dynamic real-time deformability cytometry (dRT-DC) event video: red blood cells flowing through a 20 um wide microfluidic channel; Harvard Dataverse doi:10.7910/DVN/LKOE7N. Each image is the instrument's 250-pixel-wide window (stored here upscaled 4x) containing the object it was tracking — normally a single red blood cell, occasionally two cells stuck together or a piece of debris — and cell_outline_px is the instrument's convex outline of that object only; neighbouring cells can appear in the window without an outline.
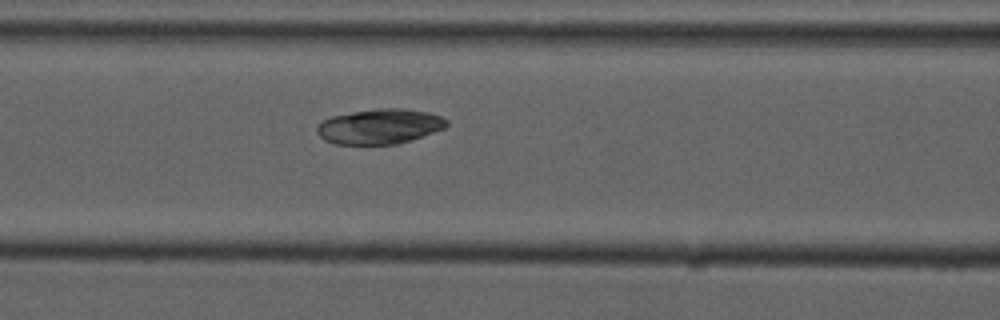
{"species": "common noctule bat (a hibernating species)", "species_latin": "Nyctalus noctula", "temperature_condition": "cold", "stored_images_in_passage": 7, "camera_frame_rate_fps": 3000, "um_per_image_px": 0.085, "animal": {"sex": "male", "forearm_length_mm": 52.5}, "frame": {"image": 1, "passage_image": 7, "time_ms": 7.0, "image_size_px": [1000, 320], "cell_outline_px": [[448, 124], [444, 128], [412, 140], [396, 144], [336, 144], [324, 140], [316, 132], [316, 128], [324, 120], [332, 116], [352, 112], [376, 108], [404, 108], [428, 112], [440, 116], [448, 120]], "centroid_in_image_um": [32.28, 10.74], "position_along_channel_um": 134.3, "area_um2": 26.47}}